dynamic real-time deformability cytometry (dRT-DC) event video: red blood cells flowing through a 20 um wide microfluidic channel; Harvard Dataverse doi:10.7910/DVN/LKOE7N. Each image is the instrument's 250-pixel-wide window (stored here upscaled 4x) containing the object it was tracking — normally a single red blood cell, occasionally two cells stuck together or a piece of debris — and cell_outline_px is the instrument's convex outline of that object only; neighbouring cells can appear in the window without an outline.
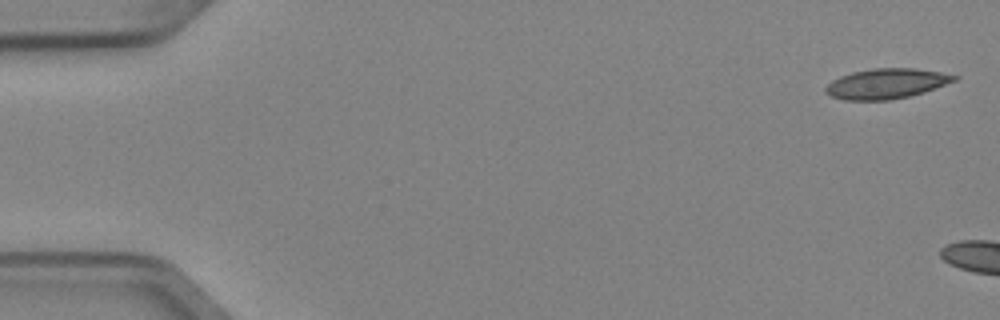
{"species": "Egyptian fruit bat (a non-hibernating species)", "species_latin": "Rousettus aegyptiacus", "temperature_condition": "cold", "stored_images_in_passage": 2, "camera_frame_rate_fps": 3000, "um_per_image_px": 0.085, "animal": {"sex": "female"}, "frame": {"image": 1, "passage_image": 1, "time_ms": 0.0, "image_size_px": [1000, 320], "cell_outline_px": [[960, 76], [956, 80], [924, 92], [908, 96], [888, 100], [844, 100], [832, 96], [824, 92], [824, 88], [832, 80], [840, 76], [852, 72], [876, 68], [912, 68], [940, 72]], "centroid_in_image_um": [75.32, 7.11], "position_along_channel_um": 9.7, "area_um2": 22.43}}